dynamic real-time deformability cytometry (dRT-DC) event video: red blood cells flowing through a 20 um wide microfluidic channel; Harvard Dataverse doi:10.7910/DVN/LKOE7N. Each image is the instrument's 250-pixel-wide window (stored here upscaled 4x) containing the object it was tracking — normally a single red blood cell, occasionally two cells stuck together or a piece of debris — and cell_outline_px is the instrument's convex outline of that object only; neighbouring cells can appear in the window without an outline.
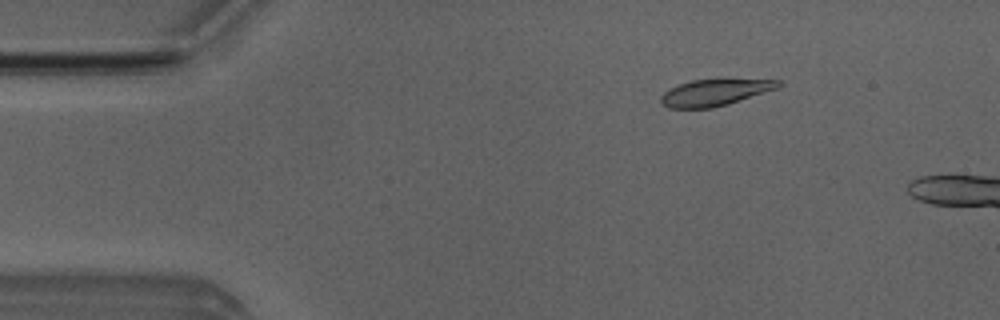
{"species": "Egyptian fruit bat (a non-hibernating species)", "species_latin": "Rousettus aegyptiacus", "temperature_condition": "room temperature", "stored_images_in_passage": 5, "camera_frame_rate_fps": 3000, "um_per_image_px": 0.085, "animal": {"sex": "male"}, "frame": {"image": 1, "passage_image": 3, "time_ms": 2.333, "image_size_px": [1000, 320], "cell_outline_px": [[780, 88], [728, 104], [712, 108], [668, 108], [660, 100], [660, 96], [664, 92], [680, 84], [692, 80], [780, 80]], "centroid_in_image_um": [60.76, 7.88], "position_along_channel_um": 24.2, "area_um2": 17.8}}